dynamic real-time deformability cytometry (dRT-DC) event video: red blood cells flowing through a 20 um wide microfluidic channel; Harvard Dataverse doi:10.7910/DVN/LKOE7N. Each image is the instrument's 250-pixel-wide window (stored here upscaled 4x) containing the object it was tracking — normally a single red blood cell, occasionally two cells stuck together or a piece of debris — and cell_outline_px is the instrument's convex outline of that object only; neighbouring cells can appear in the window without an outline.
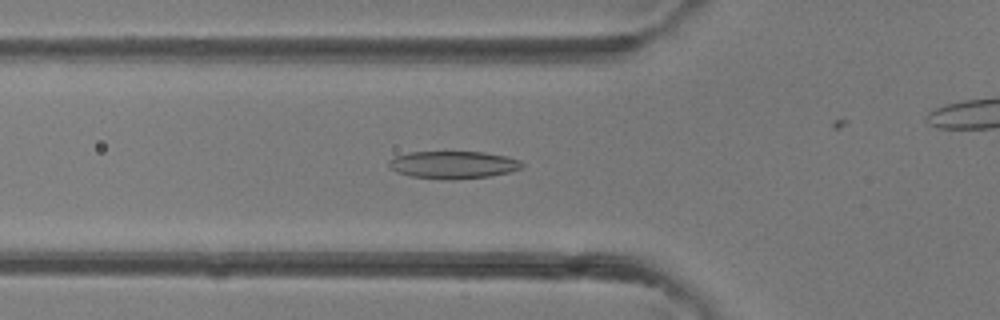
{"species": "common noctule bat (a hibernating species)", "species_latin": "Nyctalus noctula", "temperature_condition": "room temperature", "stored_images_in_passage": 33, "camera_frame_rate_fps": 3000, "um_per_image_px": 0.085, "animal": {"sex": "female"}, "frame": {"image": 1, "passage_image": 15, "time_ms": 4.667, "image_size_px": [1000, 320], "cell_outline_px": [[524, 168], [508, 172], [488, 176], [456, 180], [444, 180], [408, 176], [396, 172], [388, 168], [388, 160], [396, 156], [408, 152], [484, 152], [504, 156], [520, 160], [524, 164]], "centroid_in_image_um": [38.48, 14.02], "position_along_channel_um": 87.3, "area_um2": 21.62}}
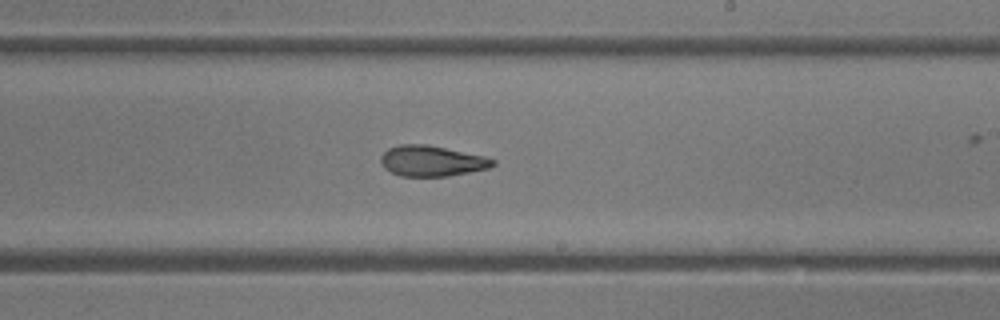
{"frame": {"image": 2, "passage_image": 25, "time_ms": 8.0, "image_size_px": [1000, 320], "cell_outline_px": [[496, 164], [488, 168], [448, 176], [400, 176], [384, 168], [380, 164], [380, 156], [388, 148], [400, 144], [428, 144], [484, 156], [496, 160]], "centroid_in_image_um": [36.67, 13.67], "position_along_channel_um": 252.3, "area_um2": 20.06}}
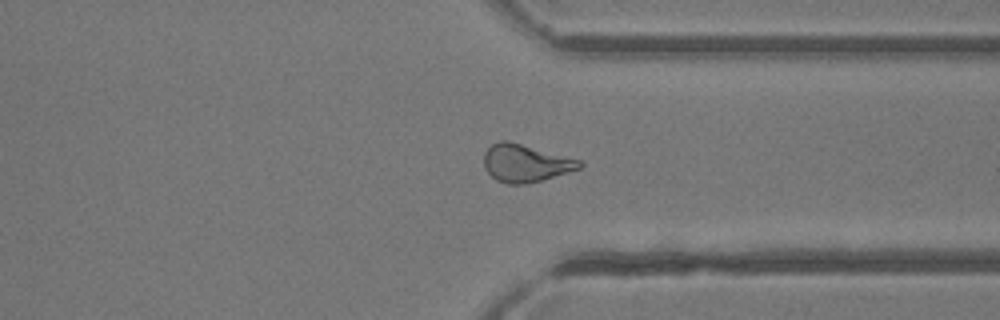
{"frame": {"image": 3, "passage_image": 32, "time_ms": 10.333, "image_size_px": [1000, 320], "cell_outline_px": [[584, 164], [580, 168], [568, 172], [540, 180], [524, 184], [508, 184], [496, 180], [484, 168], [484, 152], [492, 144], [500, 140], [508, 140], [580, 160]], "centroid_in_image_um": [44.64, 13.86], "position_along_channel_um": 366.8, "area_um2": 20.75}}